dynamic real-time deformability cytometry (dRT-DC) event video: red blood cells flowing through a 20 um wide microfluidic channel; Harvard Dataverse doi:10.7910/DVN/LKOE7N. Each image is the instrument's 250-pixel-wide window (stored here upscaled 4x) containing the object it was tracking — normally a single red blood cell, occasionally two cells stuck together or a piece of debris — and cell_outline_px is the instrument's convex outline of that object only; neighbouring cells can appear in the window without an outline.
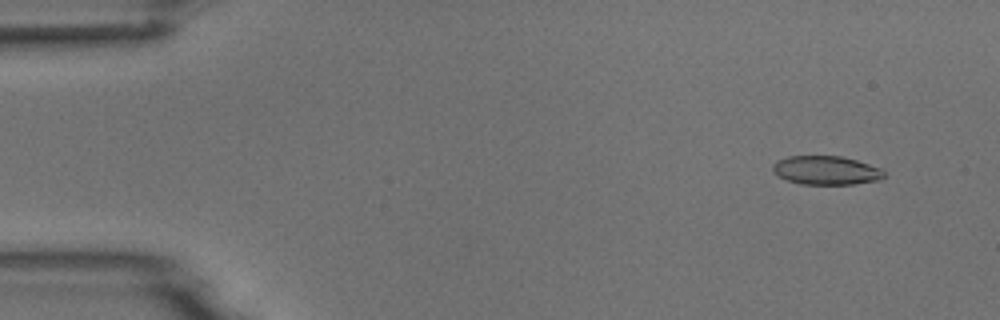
{"species": "common noctule bat (a hibernating species)", "species_latin": "Nyctalus noctula", "temperature_condition": "room temperature", "stored_images_in_passage": 8, "camera_frame_rate_fps": 3000, "um_per_image_px": 0.085, "animal": {"sex": "male", "body_mass_g": 18.8}, "frame": {"image": 1, "passage_image": 1, "time_ms": 0.0, "image_size_px": [1000, 320], "cell_outline_px": [[888, 176], [876, 180], [856, 184], [800, 184], [788, 180], [780, 176], [772, 168], [772, 164], [776, 160], [788, 156], [840, 156], [856, 160], [880, 168]], "centroid_in_image_um": [70.23, 14.47], "position_along_channel_um": 14.8, "area_um2": 18.55}}
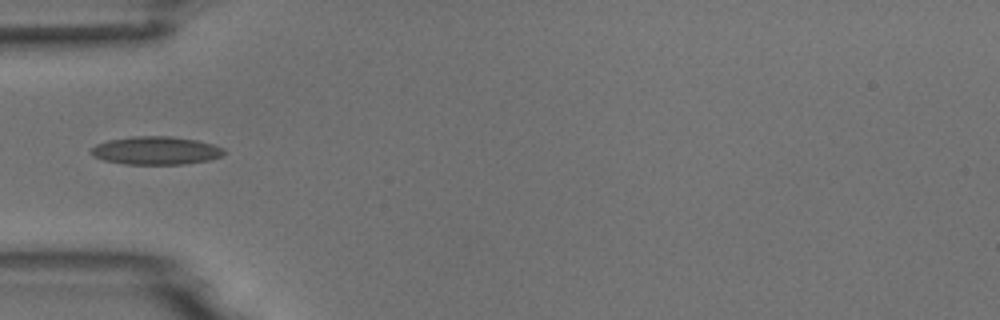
{"frame": {"image": 2, "passage_image": 4, "time_ms": 4.333, "image_size_px": [1000, 320], "cell_outline_px": [[228, 152], [220, 156], [208, 160], [184, 164], [124, 164], [104, 160], [92, 156], [88, 152], [96, 144], [108, 140], [132, 136], [172, 136], [196, 140], [212, 144], [224, 148]], "centroid_in_image_um": [13.24, 12.79], "position_along_channel_um": 71.8, "area_um2": 21.91}}